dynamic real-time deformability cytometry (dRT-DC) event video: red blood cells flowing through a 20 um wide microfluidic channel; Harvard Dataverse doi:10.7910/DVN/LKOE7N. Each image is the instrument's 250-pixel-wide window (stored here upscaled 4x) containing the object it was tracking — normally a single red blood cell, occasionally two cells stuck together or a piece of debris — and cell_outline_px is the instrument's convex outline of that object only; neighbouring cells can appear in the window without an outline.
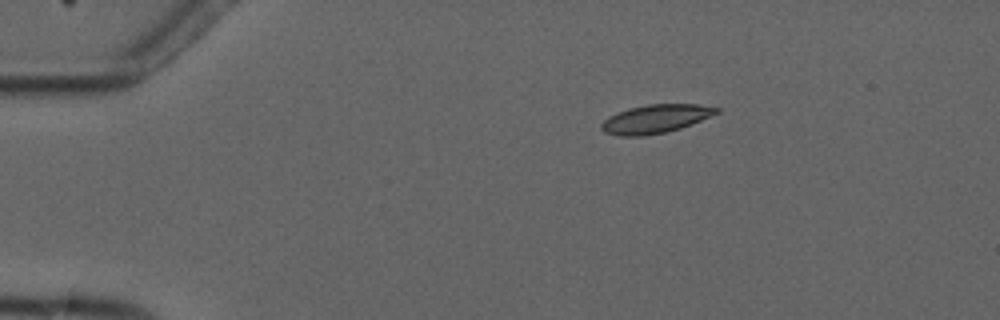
{"species": "common noctule bat (a hibernating species)", "species_latin": "Nyctalus noctula", "temperature_condition": "cold", "stored_images_in_passage": 6, "camera_frame_rate_fps": 3000, "um_per_image_px": 0.085, "animal": {"sex": "male", "forearm_length_mm": 52.5}, "frame": {"image": 1, "passage_image": 3, "time_ms": 2.333, "image_size_px": [1000, 320], "cell_outline_px": [[720, 112], [692, 124], [680, 128], [664, 132], [644, 136], [620, 136], [604, 132], [600, 128], [600, 124], [608, 116], [616, 112], [628, 108], [648, 104], [696, 104], [720, 108]], "centroid_in_image_um": [55.69, 10.1], "position_along_channel_um": 29.3, "area_um2": 19.19}}